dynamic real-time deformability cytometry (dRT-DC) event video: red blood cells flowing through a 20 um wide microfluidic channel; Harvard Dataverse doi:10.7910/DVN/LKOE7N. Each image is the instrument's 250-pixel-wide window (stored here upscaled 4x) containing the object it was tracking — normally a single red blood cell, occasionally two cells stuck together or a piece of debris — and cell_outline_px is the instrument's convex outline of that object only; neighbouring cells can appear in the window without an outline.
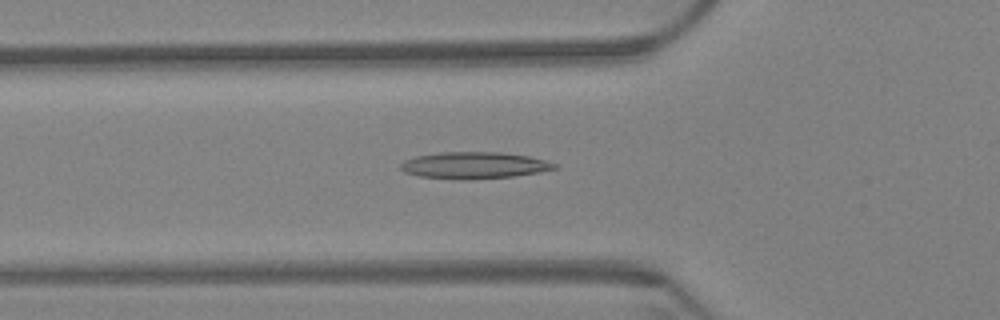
{"species": "Egyptian fruit bat (a non-hibernating species)", "species_latin": "Rousettus aegyptiacus", "temperature_condition": "warm", "stored_images_in_passage": 61, "camera_frame_rate_fps": 3000, "um_per_image_px": 0.085, "animal": {"sex": "female"}, "frame": {"image": 1, "passage_image": 21, "time_ms": 6.667, "image_size_px": [1000, 320], "cell_outline_px": [[556, 168], [540, 172], [512, 176], [460, 180], [420, 176], [404, 172], [400, 168], [400, 164], [404, 160], [416, 156], [440, 152], [500, 152], [528, 156], [544, 160], [556, 164]], "centroid_in_image_um": [40.26, 14.05], "position_along_channel_um": 85.5, "area_um2": 23.76}}
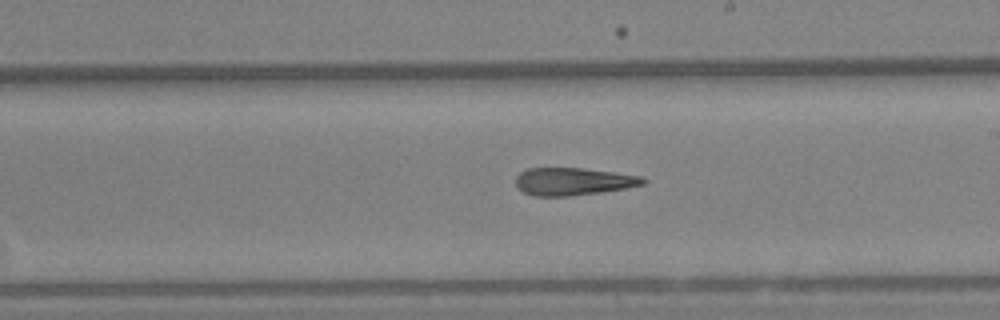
{"frame": {"image": 2, "passage_image": 35, "time_ms": 11.333, "image_size_px": [1000, 320], "cell_outline_px": [[648, 180], [644, 184], [624, 188], [600, 192], [568, 196], [536, 196], [524, 192], [516, 188], [516, 176], [520, 172], [528, 168], [580, 168], [612, 172], [640, 176]], "centroid_in_image_um": [48.68, 15.42], "position_along_channel_um": 240.3, "area_um2": 20.29}}
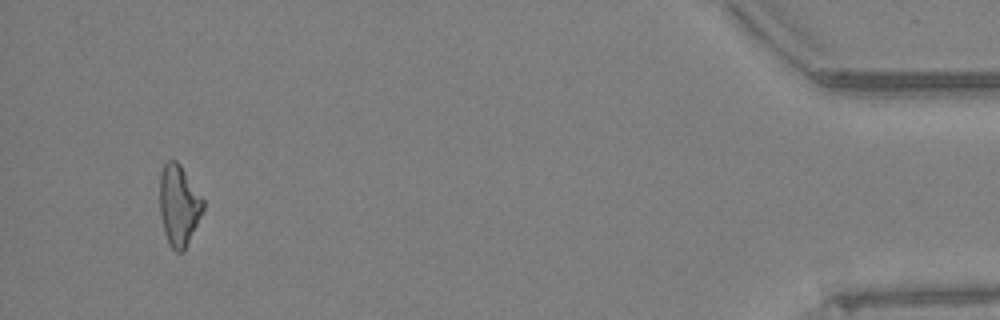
{"frame": {"image": 3, "passage_image": 58, "time_ms": 19.0, "image_size_px": [1000, 320], "cell_outline_px": [[204, 208], [184, 252], [176, 252], [172, 248], [164, 232], [160, 216], [160, 172], [164, 164], [168, 160], [176, 160], [180, 164], [204, 200]], "centroid_in_image_um": [15.19, 17.44], "position_along_channel_um": 420.0, "area_um2": 20.35}, "authors_computed_cell_mechanics": {"area_um2": 21.5016, "velocity_mm_per_s": 3.335, "shape_relaxation_time_tau1_ms": null, "shape_relaxation_time_tau2_ms": 4.1974, "deformation_change_tau1": null, "deformation_change_tau2": 0.1661}}